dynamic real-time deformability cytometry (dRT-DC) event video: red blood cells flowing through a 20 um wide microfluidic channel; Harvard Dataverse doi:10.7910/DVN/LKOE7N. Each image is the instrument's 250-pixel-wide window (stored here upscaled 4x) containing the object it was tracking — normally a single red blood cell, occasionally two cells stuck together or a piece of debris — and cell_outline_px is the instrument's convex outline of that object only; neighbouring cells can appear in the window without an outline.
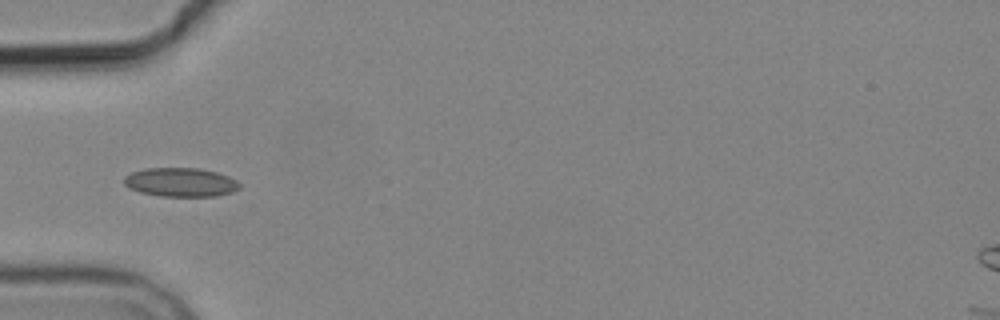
{"species": "common noctule bat (a hibernating species)", "species_latin": "Nyctalus noctula", "temperature_condition": "cold", "stored_images_in_passage": 8, "camera_frame_rate_fps": 3000, "um_per_image_px": 0.085, "animal": {"sex": "male", "body_mass_g": 19.2, "forearm_length_mm": 51.8}, "frame": {"image": 1, "passage_image": 3, "time_ms": 2.333, "image_size_px": [1000, 320], "cell_outline_px": [[240, 188], [232, 192], [216, 196], [160, 196], [140, 192], [128, 188], [124, 184], [124, 176], [132, 172], [144, 168], [200, 168], [216, 172], [228, 176], [236, 180], [240, 184]], "centroid_in_image_um": [15.34, 15.49], "position_along_channel_um": 69.7, "area_um2": 19.54}}
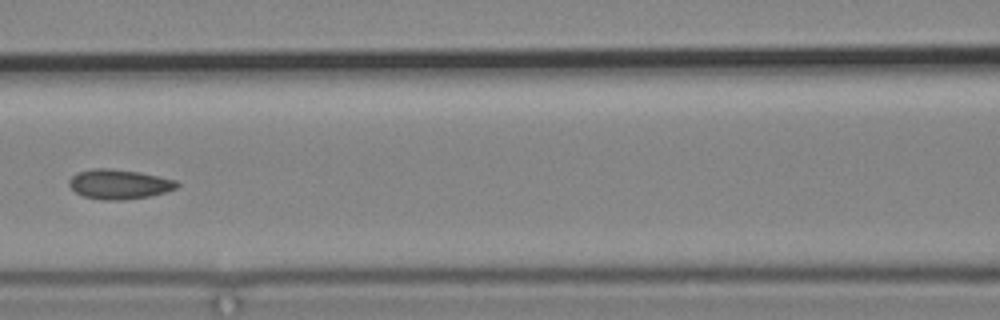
{"frame": {"image": 2, "passage_image": 5, "time_ms": 4.667, "image_size_px": [1000, 320], "cell_outline_px": [[180, 184], [176, 188], [164, 192], [148, 196], [120, 200], [100, 200], [84, 196], [76, 192], [68, 184], [68, 180], [76, 172], [92, 168], [112, 168], [140, 172], [176, 180]], "centroid_in_image_um": [10.09, 15.64], "position_along_channel_um": 156.5, "area_um2": 18.67}}
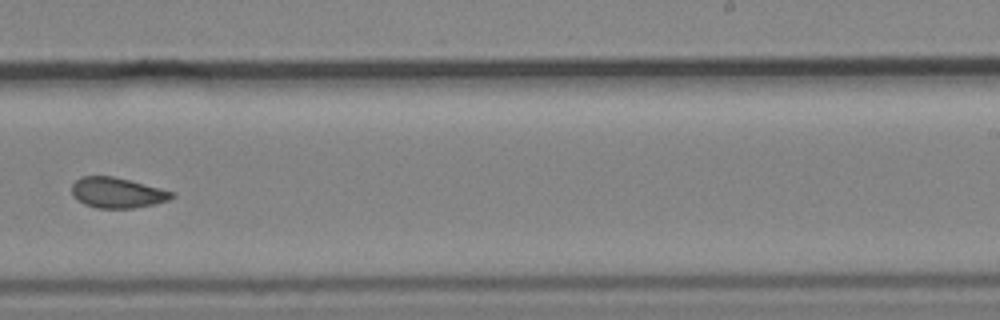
{"frame": {"image": 3, "passage_image": 8, "time_ms": 8.0, "image_size_px": [1000, 320], "cell_outline_px": [[176, 196], [168, 200], [156, 204], [132, 208], [96, 208], [84, 204], [76, 200], [72, 196], [72, 184], [80, 176], [112, 176], [176, 192]], "centroid_in_image_um": [9.96, 16.39], "position_along_channel_um": 279.0, "area_um2": 17.86}}